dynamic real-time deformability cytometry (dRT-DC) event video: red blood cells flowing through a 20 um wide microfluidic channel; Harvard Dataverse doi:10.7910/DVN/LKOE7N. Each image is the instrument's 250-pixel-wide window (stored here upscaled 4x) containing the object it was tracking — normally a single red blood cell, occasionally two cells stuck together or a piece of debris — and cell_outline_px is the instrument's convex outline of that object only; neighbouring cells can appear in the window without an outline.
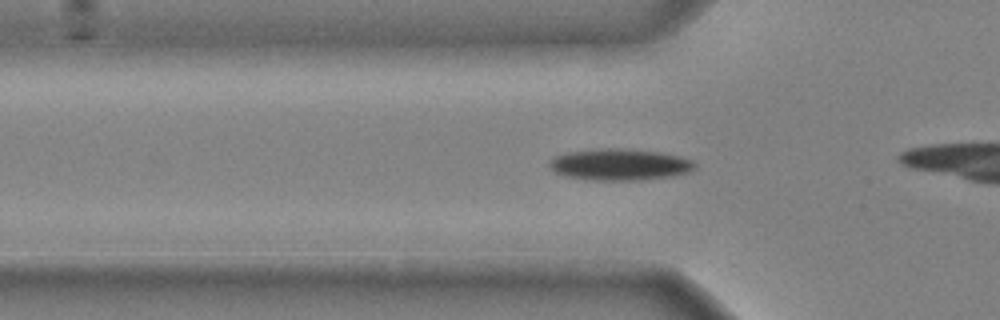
{"species": "common noctule bat (a hibernating species)", "species_latin": "Nyctalus noctula", "temperature_condition": "cold", "stored_images_in_passage": 28, "camera_frame_rate_fps": 3000, "um_per_image_px": 0.085, "animal": {"sex": "male", "body_mass_g": 20.4}, "frame": {"image": 1, "passage_image": 3, "time_ms": 0.667, "image_size_px": [1000, 320], "cell_outline_px": [[696, 168], [688, 172], [672, 176], [640, 180], [584, 180], [564, 176], [556, 172], [548, 164], [556, 156], [568, 152], [604, 148], [616, 148], [660, 152], [692, 160], [696, 164]], "centroid_in_image_um": [52.68, 14.0], "position_along_channel_um": 73.1, "area_um2": 26.53}}
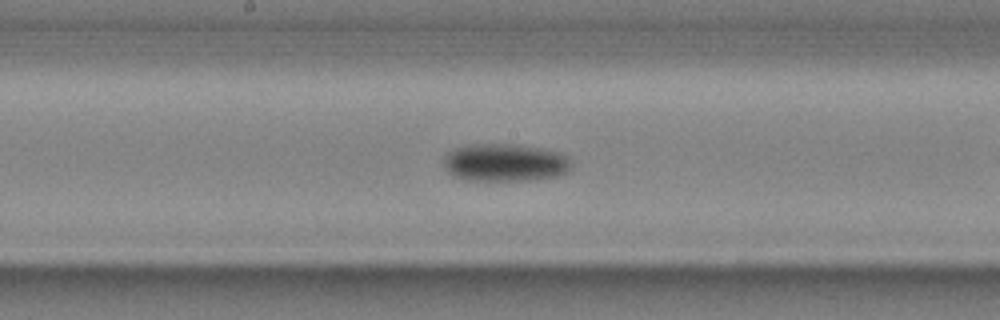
{"frame": {"image": 2, "passage_image": 13, "time_ms": 4.0, "image_size_px": [1000, 320], "cell_outline_px": [[572, 168], [568, 172], [556, 176], [532, 180], [464, 180], [452, 176], [444, 168], [444, 156], [452, 148], [464, 144], [516, 144], [540, 148], [560, 152], [568, 156], [572, 164]], "centroid_in_image_um": [42.9, 13.81], "position_along_channel_um": 205.3, "area_um2": 28.61}}
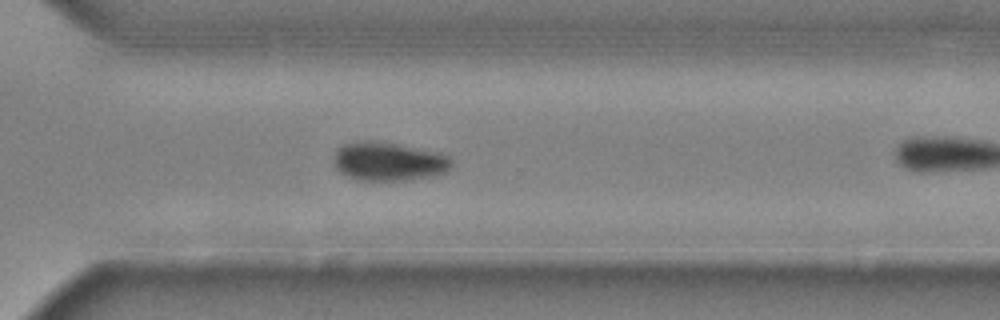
{"frame": {"image": 3, "passage_image": 23, "time_ms": 7.333, "image_size_px": [1000, 320], "cell_outline_px": [[452, 168], [444, 172], [432, 176], [404, 180], [356, 180], [340, 172], [336, 168], [332, 160], [336, 148], [344, 144], [364, 140], [396, 144], [436, 152], [448, 156], [452, 160]], "centroid_in_image_um": [32.99, 13.73], "position_along_channel_um": 337.6, "area_um2": 26.41}}